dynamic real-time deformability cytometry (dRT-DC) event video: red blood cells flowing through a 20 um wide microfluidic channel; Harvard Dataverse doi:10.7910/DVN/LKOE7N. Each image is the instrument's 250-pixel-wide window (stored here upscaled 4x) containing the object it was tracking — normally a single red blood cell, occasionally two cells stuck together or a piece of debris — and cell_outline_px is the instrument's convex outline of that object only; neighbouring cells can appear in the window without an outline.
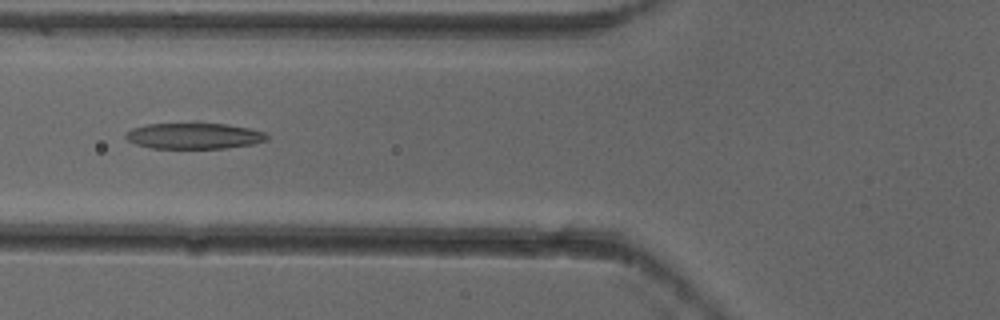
{"species": "common noctule bat (a hibernating species)", "species_latin": "Nyctalus noctula", "temperature_condition": "cold", "stored_images_in_passage": 6, "camera_frame_rate_fps": 3000, "um_per_image_px": 0.085, "animal": {"sex": "female"}, "frame": {"image": 1, "passage_image": 5, "time_ms": 1.333, "image_size_px": [1000, 320], "cell_outline_px": [[268, 140], [252, 144], [224, 148], [152, 148], [136, 144], [128, 140], [124, 136], [132, 128], [148, 124], [196, 120], [200, 120], [228, 124], [248, 128], [264, 132], [268, 136]], "centroid_in_image_um": [16.49, 11.49], "position_along_channel_um": 109.3, "area_um2": 22.25}}
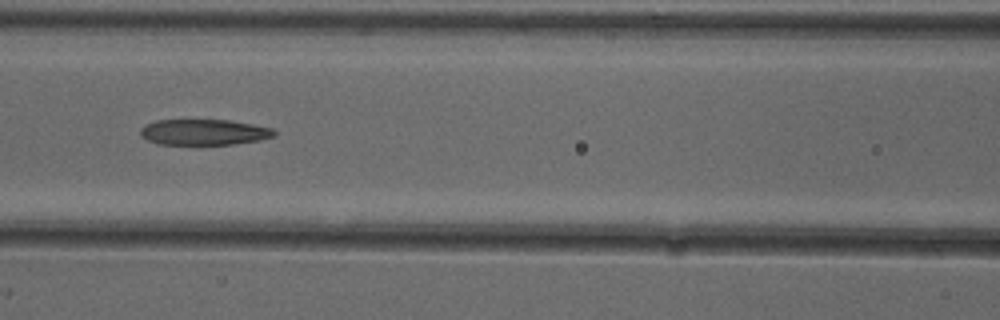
{"frame": {"image": 2, "passage_image": 6, "time_ms": 1.667, "image_size_px": [1000, 320], "cell_outline_px": [[276, 136], [260, 140], [232, 144], [160, 144], [148, 140], [140, 136], [140, 128], [144, 124], [156, 120], [228, 120], [252, 124], [272, 128], [276, 132]], "centroid_in_image_um": [17.32, 11.23], "position_along_channel_um": 149.3, "area_um2": 20.11}}